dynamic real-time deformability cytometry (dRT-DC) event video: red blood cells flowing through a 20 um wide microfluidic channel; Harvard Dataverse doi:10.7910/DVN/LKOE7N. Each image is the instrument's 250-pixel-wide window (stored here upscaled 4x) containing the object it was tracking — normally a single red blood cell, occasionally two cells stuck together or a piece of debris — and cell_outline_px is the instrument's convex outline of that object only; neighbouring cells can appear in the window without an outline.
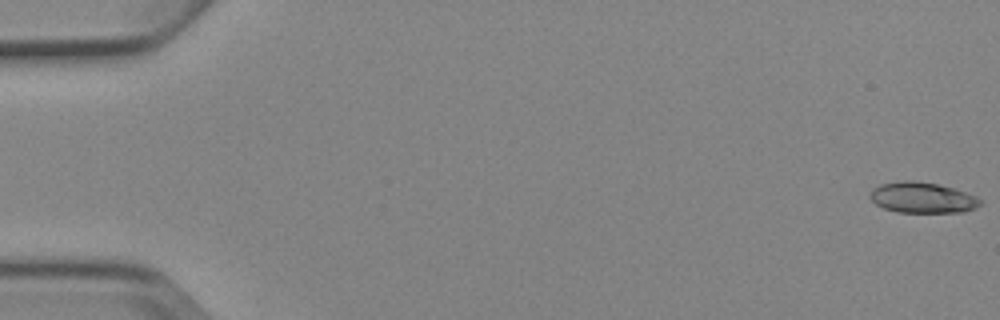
{"species": "Egyptian fruit bat (a non-hibernating species)", "species_latin": "Rousettus aegyptiacus", "temperature_condition": "cold", "stored_images_in_passage": 9, "camera_frame_rate_fps": 3000, "um_per_image_px": 0.085, "animal": {"sex": "female"}, "frame": {"image": 1, "passage_image": 1, "time_ms": 0.0, "image_size_px": [1000, 320], "cell_outline_px": [[980, 204], [976, 208], [964, 212], [896, 212], [884, 208], [876, 204], [868, 196], [868, 192], [872, 188], [880, 184], [900, 180], [912, 180], [936, 184], [952, 188], [976, 196], [980, 200]], "centroid_in_image_um": [78.34, 16.79], "position_along_channel_um": 6.7, "area_um2": 19.77}}
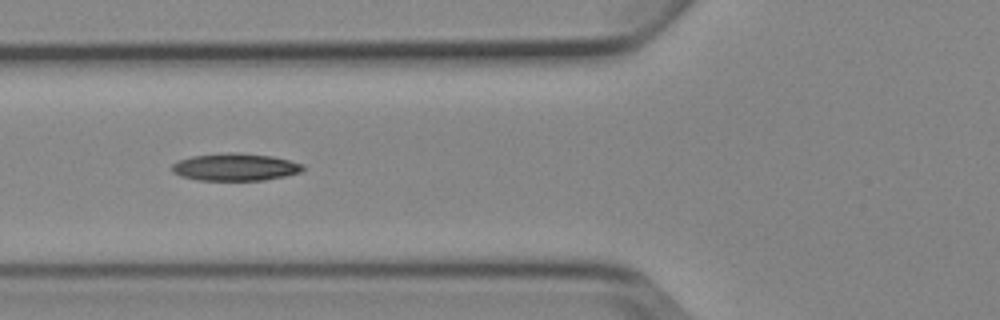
{"frame": {"image": 2, "passage_image": 6, "time_ms": 6.667, "image_size_px": [1000, 320], "cell_outline_px": [[304, 168], [300, 172], [284, 176], [264, 180], [196, 180], [180, 176], [172, 172], [172, 164], [180, 160], [192, 156], [232, 152], [236, 152], [272, 156], [304, 164]], "centroid_in_image_um": [19.98, 14.2], "position_along_channel_um": 105.8, "area_um2": 20.81}}
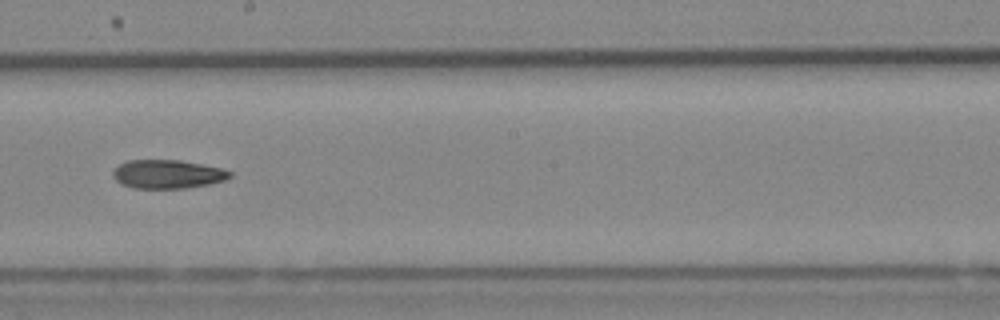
{"frame": {"image": 3, "passage_image": 9, "time_ms": 10.0, "image_size_px": [1000, 320], "cell_outline_px": [[232, 176], [224, 180], [208, 184], [184, 188], [132, 188], [120, 184], [112, 176], [112, 172], [120, 164], [128, 160], [180, 160], [224, 168], [232, 172]], "centroid_in_image_um": [14.24, 14.8], "position_along_channel_um": 234.0, "area_um2": 19.59}}